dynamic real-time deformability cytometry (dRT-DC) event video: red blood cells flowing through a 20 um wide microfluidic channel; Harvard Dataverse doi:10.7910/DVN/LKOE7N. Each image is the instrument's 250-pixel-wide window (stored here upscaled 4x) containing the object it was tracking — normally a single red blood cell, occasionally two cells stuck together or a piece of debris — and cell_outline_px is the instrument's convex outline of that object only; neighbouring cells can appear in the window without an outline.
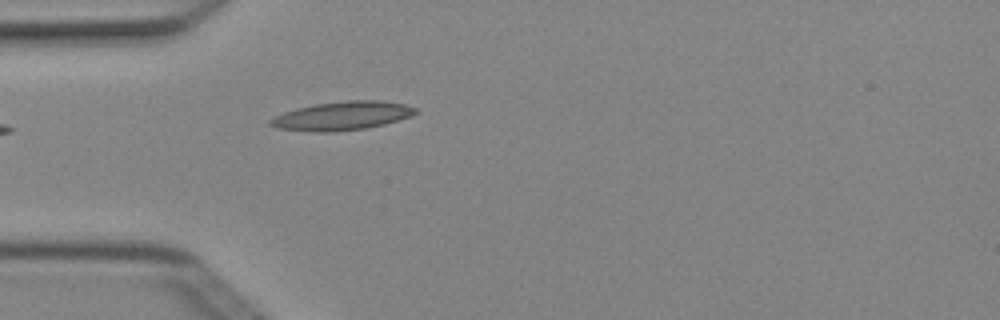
{"species": "Egyptian fruit bat (a non-hibernating species)", "species_latin": "Rousettus aegyptiacus", "temperature_condition": "cold", "stored_images_in_passage": 1, "camera_frame_rate_fps": 3000, "um_per_image_px": 0.085, "animal": {"sex": "female"}, "frame": {"image": 1, "passage_image": 1, "time_ms": 0.0, "image_size_px": [1000, 320], "cell_outline_px": [[420, 112], [412, 116], [384, 124], [364, 128], [332, 132], [316, 132], [276, 128], [268, 124], [268, 120], [272, 116], [296, 108], [316, 104], [348, 100], [384, 100], [404, 104], [416, 108]], "centroid_in_image_um": [29.07, 9.84], "position_along_channel_um": 55.9, "area_um2": 24.39}}